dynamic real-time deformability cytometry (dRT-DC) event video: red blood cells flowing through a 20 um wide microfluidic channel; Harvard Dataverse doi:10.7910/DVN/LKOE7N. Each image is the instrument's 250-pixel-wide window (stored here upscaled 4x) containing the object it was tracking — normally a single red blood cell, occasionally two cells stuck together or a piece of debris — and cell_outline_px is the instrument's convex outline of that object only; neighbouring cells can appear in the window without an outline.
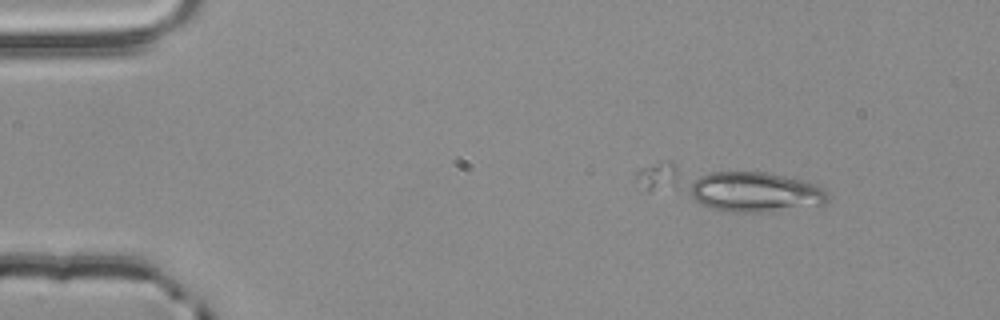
{"species": "common noctule bat (a hibernating species)", "species_latin": "Nyctalus noctula", "temperature_condition": "room temperature", "stored_images_in_passage": 3, "camera_frame_rate_fps": 3000, "um_per_image_px": 0.085, "animal": {"sex": "male", "body_mass_g": 20.4}, "frame": {"image": 1, "passage_image": 1, "time_ms": 0.0, "image_size_px": [1000, 320], "cell_outline_px": [[828, 200], [824, 204], [772, 212], [732, 212], [708, 208], [648, 192], [636, 176], [636, 172], [640, 168], [652, 164], [668, 160], [672, 160], [764, 172], [808, 180], [824, 188], [828, 192]], "centroid_in_image_um": [62.02, 15.94], "position_along_channel_um": 23.0, "area_um2": 48.61}}